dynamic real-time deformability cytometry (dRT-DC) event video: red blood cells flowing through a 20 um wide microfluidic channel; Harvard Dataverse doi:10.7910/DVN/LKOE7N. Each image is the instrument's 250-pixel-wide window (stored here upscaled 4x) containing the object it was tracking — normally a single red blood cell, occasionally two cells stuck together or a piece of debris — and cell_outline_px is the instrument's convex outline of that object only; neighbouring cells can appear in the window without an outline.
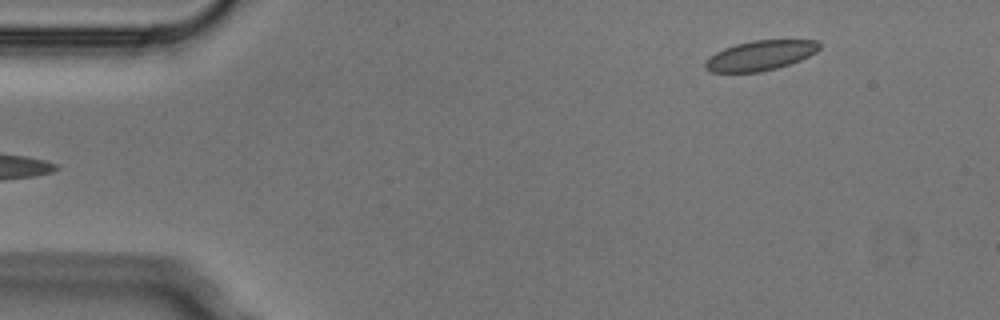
{"species": "Egyptian fruit bat (a non-hibernating species)", "species_latin": "Rousettus aegyptiacus", "temperature_condition": "cold", "stored_images_in_passage": 5, "segment_of_instrument_passage": [2, 2], "camera_frame_rate_fps": 3000, "um_per_image_px": 0.085, "animal": {"sex": "male"}, "frame": {"image": 1, "passage_image": 5, "time_ms": 1.333, "image_size_px": [1000, 320], "cell_outline_px": [[820, 48], [816, 52], [800, 60], [776, 68], [760, 72], [708, 72], [704, 68], [704, 60], [716, 52], [724, 48], [736, 44], [752, 40], [816, 40], [820, 44]], "centroid_in_image_um": [64.58, 4.72], "position_along_channel_um": 20.4, "area_um2": 19.88}}